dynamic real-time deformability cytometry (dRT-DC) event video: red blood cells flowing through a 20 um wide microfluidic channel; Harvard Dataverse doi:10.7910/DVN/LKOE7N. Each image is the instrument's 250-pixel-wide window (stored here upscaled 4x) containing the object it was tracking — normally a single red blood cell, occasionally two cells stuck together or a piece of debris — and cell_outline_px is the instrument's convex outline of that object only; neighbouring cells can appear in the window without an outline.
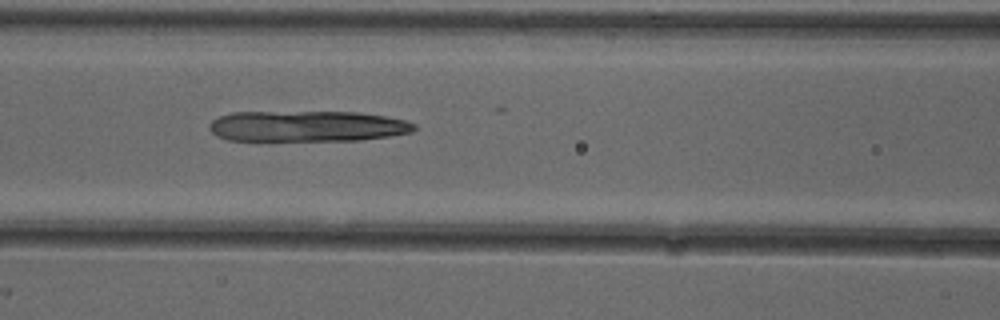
{"species": "common noctule bat (a hibernating species)", "species_latin": "Nyctalus noctula", "temperature_condition": "cold", "stored_images_in_passage": 5, "camera_frame_rate_fps": 3000, "um_per_image_px": 0.085, "animal": {"sex": "female"}, "frame": {"image": 1, "passage_image": 5, "time_ms": 1.333, "image_size_px": [1000, 320], "cell_outline_px": [[416, 128], [412, 132], [388, 136], [356, 140], [228, 140], [216, 136], [208, 128], [208, 124], [212, 120], [220, 116], [232, 112], [356, 112], [388, 116], [404, 120], [416, 124]], "centroid_in_image_um": [26.09, 10.72], "position_along_channel_um": 140.5, "area_um2": 36.82}}